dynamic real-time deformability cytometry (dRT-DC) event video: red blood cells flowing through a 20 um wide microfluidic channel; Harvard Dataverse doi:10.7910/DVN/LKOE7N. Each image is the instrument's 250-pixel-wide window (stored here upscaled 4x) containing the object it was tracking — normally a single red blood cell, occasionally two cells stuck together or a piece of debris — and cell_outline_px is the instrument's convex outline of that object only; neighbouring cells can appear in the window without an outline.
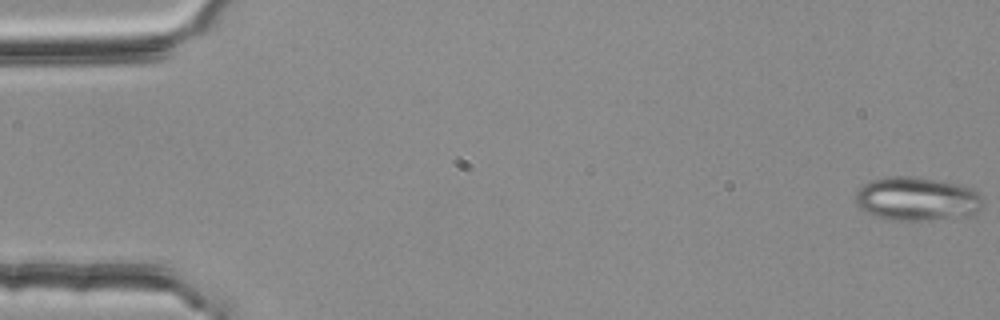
{"species": "common noctule bat (a hibernating species)", "species_latin": "Nyctalus noctula", "temperature_condition": "room temperature", "stored_images_in_passage": 55, "segment_of_instrument_passage": [1, 2], "camera_frame_rate_fps": 3000, "um_per_image_px": 0.085, "animal": {"sex": "female", "body_mass_g": 25.1}, "frame": {"image": 1, "passage_image": 1, "time_ms": 0.0, "image_size_px": [1000, 320], "cell_outline_px": [[984, 208], [968, 216], [928, 220], [888, 220], [876, 216], [860, 208], [856, 204], [856, 192], [864, 184], [872, 180], [888, 176], [912, 176], [936, 180], [956, 184], [972, 188], [984, 196]], "centroid_in_image_um": [77.99, 16.91], "position_along_channel_um": 7.0, "area_um2": 32.66}}